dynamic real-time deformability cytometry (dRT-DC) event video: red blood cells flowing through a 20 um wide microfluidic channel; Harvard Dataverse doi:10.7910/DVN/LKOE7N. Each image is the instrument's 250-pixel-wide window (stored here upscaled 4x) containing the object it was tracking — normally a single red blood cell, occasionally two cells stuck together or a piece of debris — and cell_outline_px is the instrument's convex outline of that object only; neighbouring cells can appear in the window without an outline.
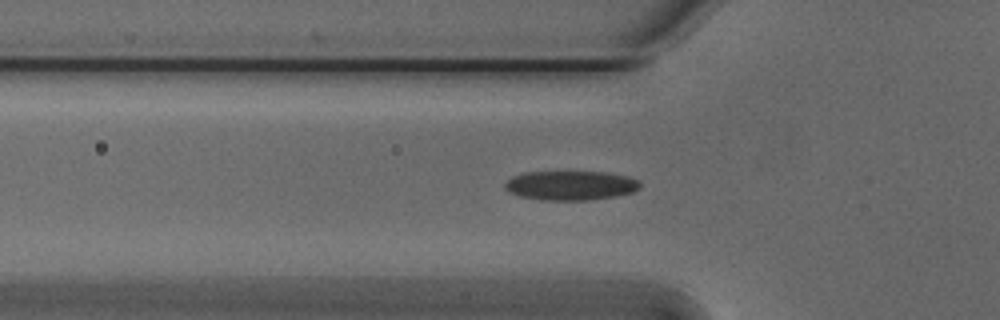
{"species": "Egyptian fruit bat (a non-hibernating species)", "species_latin": "Rousettus aegyptiacus", "temperature_condition": "cold", "stored_images_in_passage": 43, "camera_frame_rate_fps": 3000, "um_per_image_px": 0.085, "animal": {"sex": "male"}, "frame": {"image": 1, "passage_image": 14, "time_ms": 4.333, "image_size_px": [1000, 320], "cell_outline_px": [[640, 188], [632, 192], [616, 196], [592, 200], [540, 200], [520, 196], [508, 192], [504, 188], [504, 184], [512, 176], [524, 172], [568, 168], [608, 172], [628, 176], [640, 180]], "centroid_in_image_um": [48.49, 15.7], "position_along_channel_um": 77.3, "area_um2": 24.57}}
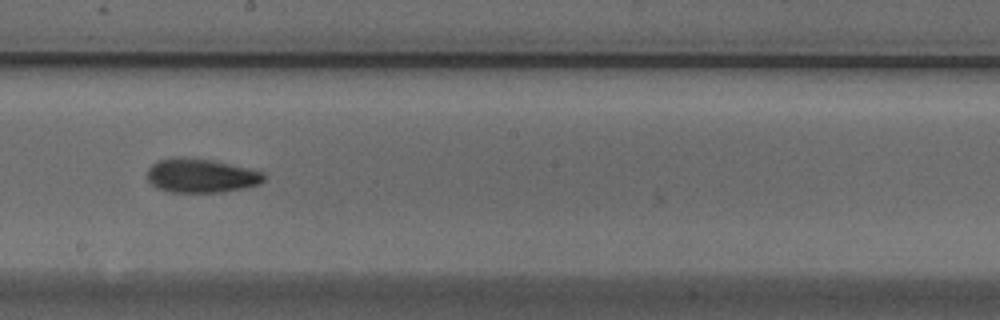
{"frame": {"image": 2, "passage_image": 26, "time_ms": 8.333, "image_size_px": [1000, 320], "cell_outline_px": [[264, 180], [260, 184], [244, 188], [224, 192], [168, 192], [156, 188], [148, 180], [148, 168], [156, 160], [172, 156], [184, 156], [216, 160], [264, 172]], "centroid_in_image_um": [17.07, 14.91], "position_along_channel_um": 231.1, "area_um2": 23.64}}
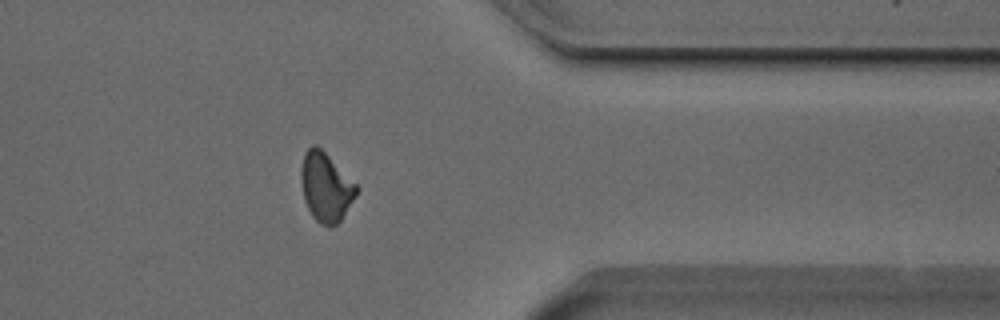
{"frame": {"image": 3, "passage_image": 39, "time_ms": 12.667, "image_size_px": [1000, 320], "cell_outline_px": [[360, 188], [356, 196], [340, 220], [336, 224], [320, 224], [312, 216], [304, 200], [300, 180], [300, 172], [304, 152], [312, 144], [316, 144]], "centroid_in_image_um": [27.67, 15.88], "position_along_channel_um": 383.7, "area_um2": 21.96}}